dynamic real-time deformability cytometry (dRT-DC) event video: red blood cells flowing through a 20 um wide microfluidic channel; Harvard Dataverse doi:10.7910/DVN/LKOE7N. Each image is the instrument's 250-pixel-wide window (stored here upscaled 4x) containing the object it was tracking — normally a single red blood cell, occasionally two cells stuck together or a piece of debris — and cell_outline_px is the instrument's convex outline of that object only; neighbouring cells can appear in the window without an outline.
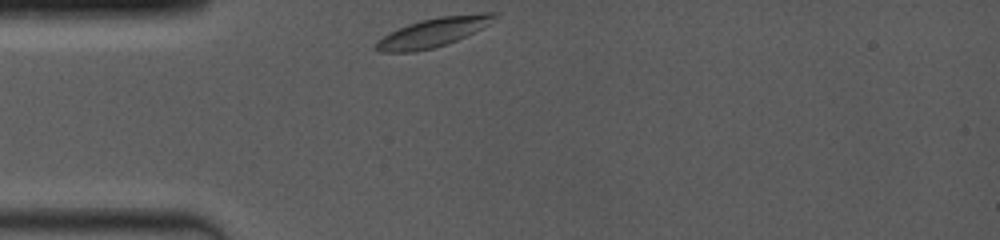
{"species": "common noctule bat (a hibernating species)", "species_latin": "Nyctalus noctula", "temperature_condition": "room temperature", "stored_images_in_passage": 5, "segment_of_instrument_passage": [1, 2], "camera_frame_rate_fps": 4000, "um_per_image_px": 0.085, "animal": {"sex": "female", "body_mass_g": 19.0, "forearm_length_mm": 53.3}, "frame": {"image": 1, "passage_image": 1, "time_ms": 0.0, "image_size_px": [1000, 240], "cell_outline_px": [[496, 16], [488, 24], [456, 40], [436, 48], [412, 52], [380, 52], [372, 44], [376, 40], [408, 24], [420, 20], [440, 16], [480, 12], [496, 12]], "centroid_in_image_um": [36.78, 2.75], "position_along_channel_um": 48.2, "area_um2": 19.83}}
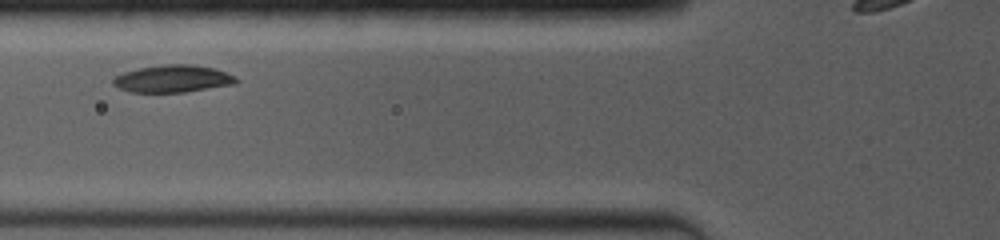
{"frame": {"image": 2, "passage_image": 3, "time_ms": 2.0, "image_size_px": [1000, 240], "cell_outline_px": [[240, 80], [236, 84], [184, 92], [128, 92], [112, 84], [112, 80], [116, 76], [124, 72], [140, 68], [164, 64], [196, 64], [212, 68], [224, 72]], "centroid_in_image_um": [14.68, 6.69], "position_along_channel_um": 111.1, "area_um2": 19.48}}